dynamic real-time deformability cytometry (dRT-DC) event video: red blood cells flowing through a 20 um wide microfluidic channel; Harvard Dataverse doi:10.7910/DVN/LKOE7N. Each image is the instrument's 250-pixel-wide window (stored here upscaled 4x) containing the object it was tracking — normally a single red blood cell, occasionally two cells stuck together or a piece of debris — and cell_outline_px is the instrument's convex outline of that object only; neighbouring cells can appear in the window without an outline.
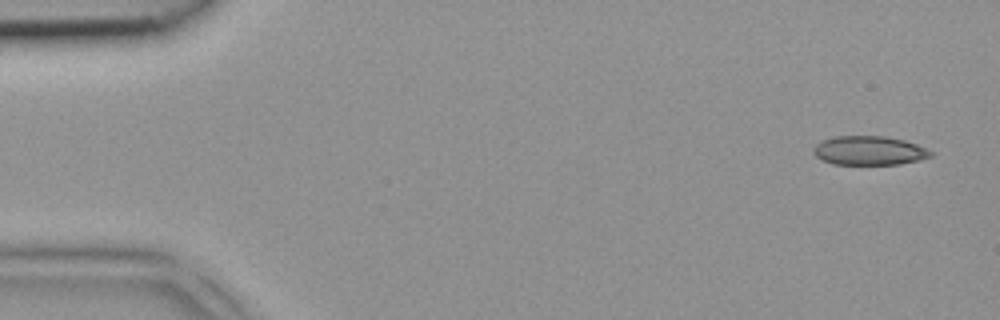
{"species": "common noctule bat (a hibernating species)", "species_latin": "Nyctalus noctula", "temperature_condition": "room temperature", "stored_images_in_passage": 5, "segment_of_instrument_passage": [1, 2], "camera_frame_rate_fps": 3000, "um_per_image_px": 0.085, "animal": {"sex": "female", "body_mass_g": 18.4}, "frame": {"image": 1, "passage_image": 1, "time_ms": 0.0, "image_size_px": [1000, 320], "cell_outline_px": [[932, 156], [900, 164], [832, 164], [816, 156], [812, 152], [812, 148], [816, 144], [824, 140], [836, 136], [884, 136], [904, 140], [916, 144], [932, 152]], "centroid_in_image_um": [73.84, 12.79], "position_along_channel_um": 11.2, "area_um2": 19.59}}
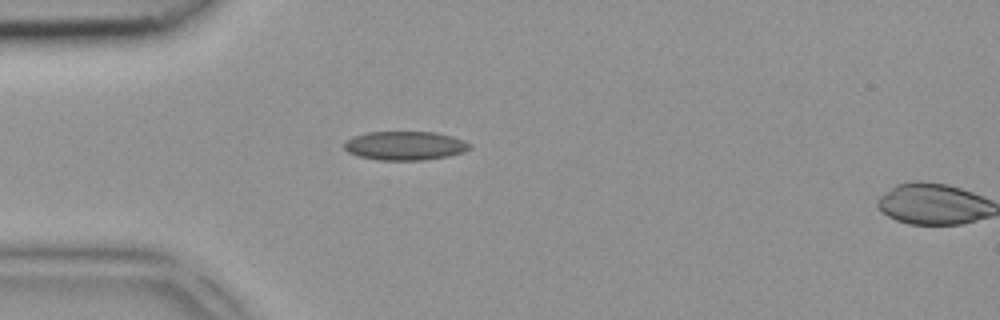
{"frame": {"image": 2, "passage_image": 4, "time_ms": 1.0, "image_size_px": [1000, 320], "cell_outline_px": [[472, 148], [464, 152], [448, 156], [424, 160], [380, 160], [360, 156], [348, 152], [344, 148], [344, 140], [352, 136], [368, 132], [436, 132], [452, 136], [464, 140], [472, 144]], "centroid_in_image_um": [34.44, 12.38], "position_along_channel_um": 50.6, "area_um2": 21.27}}